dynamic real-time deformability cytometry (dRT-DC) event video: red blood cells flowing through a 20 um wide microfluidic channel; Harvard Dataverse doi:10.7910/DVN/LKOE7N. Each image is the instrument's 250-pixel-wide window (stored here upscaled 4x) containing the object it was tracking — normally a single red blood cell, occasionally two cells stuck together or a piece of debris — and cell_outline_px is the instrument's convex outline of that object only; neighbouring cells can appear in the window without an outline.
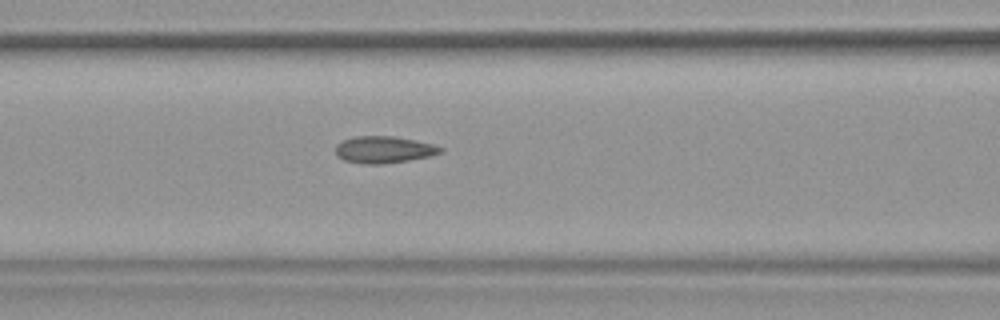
{"species": "common noctule bat (a hibernating species)", "species_latin": "Nyctalus noctula", "temperature_condition": "warm", "stored_images_in_passage": 53, "camera_frame_rate_fps": 3000, "um_per_image_px": 0.085, "animal": {"sex": "female", "body_mass_g": 19.9}, "frame": {"image": 1, "passage_image": 23, "time_ms": 7.333, "image_size_px": [1000, 320], "cell_outline_px": [[444, 152], [428, 156], [408, 160], [384, 164], [360, 164], [344, 160], [336, 156], [336, 144], [344, 140], [356, 136], [392, 136], [416, 140], [436, 144], [444, 148]], "centroid_in_image_um": [32.65, 12.72], "position_along_channel_um": 134.0, "area_um2": 16.59}, "authors_computed_cell_mechanics": {"area_um2": 16.5308, "velocity_mm_per_s": 3.8238, "shape_relaxation_time_tau1_ms": null, "shape_relaxation_time_tau2_ms": 1.4828, "deformation_change_tau1": null, "deformation_change_tau2": 0.082}}